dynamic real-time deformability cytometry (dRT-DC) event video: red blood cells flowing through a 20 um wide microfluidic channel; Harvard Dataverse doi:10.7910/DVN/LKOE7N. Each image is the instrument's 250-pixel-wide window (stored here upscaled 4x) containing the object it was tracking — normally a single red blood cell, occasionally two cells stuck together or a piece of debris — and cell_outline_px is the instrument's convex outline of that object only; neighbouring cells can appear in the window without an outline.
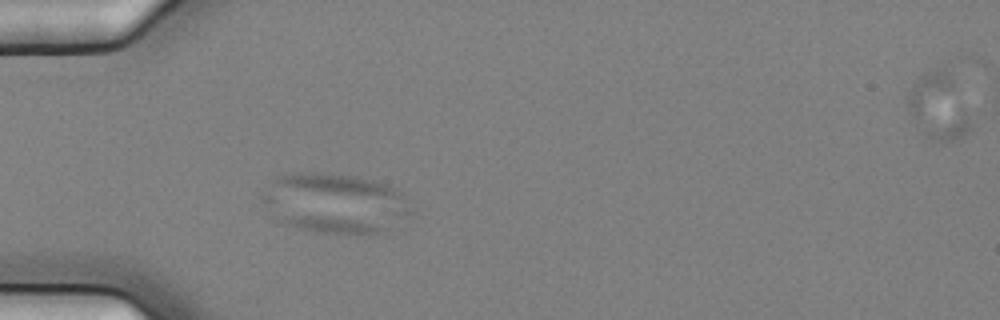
{"species": "common noctule bat (a hibernating species)", "species_latin": "Nyctalus noctula", "temperature_condition": "cold", "stored_images_in_passage": 5, "camera_frame_rate_fps": 3000, "um_per_image_px": 0.085, "animal": {"sex": "female", "body_mass_g": 25.1}, "frame": {"image": 1, "passage_image": 4, "time_ms": 1.0, "image_size_px": [1000, 320], "cell_outline_px": [[416, 212], [380, 236], [344, 236], [316, 232], [300, 228], [288, 224], [280, 220], [260, 200], [260, 192], [276, 176], [296, 172], [316, 172], [356, 176], [388, 184], [404, 192]], "centroid_in_image_um": [28.59, 17.31], "position_along_channel_um": 56.4, "area_um2": 53.93}}